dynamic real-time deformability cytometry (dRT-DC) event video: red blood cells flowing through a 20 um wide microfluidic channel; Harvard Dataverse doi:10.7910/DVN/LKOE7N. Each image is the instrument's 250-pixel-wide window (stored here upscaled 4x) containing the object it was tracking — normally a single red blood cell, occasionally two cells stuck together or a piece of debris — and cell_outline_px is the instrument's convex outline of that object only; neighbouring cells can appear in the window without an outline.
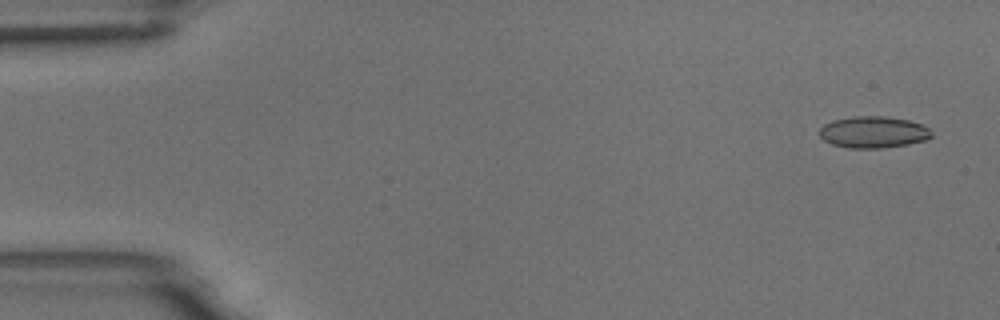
{"species": "common noctule bat (a hibernating species)", "species_latin": "Nyctalus noctula", "temperature_condition": "room temperature", "stored_images_in_passage": 4, "camera_frame_rate_fps": 3000, "um_per_image_px": 0.085, "animal": {"sex": "male", "body_mass_g": 18.8}, "frame": {"image": 1, "passage_image": 1, "time_ms": 0.0, "image_size_px": [1000, 320], "cell_outline_px": [[932, 136], [928, 140], [908, 144], [880, 148], [848, 148], [832, 144], [824, 140], [820, 136], [820, 128], [824, 124], [832, 120], [852, 116], [884, 116], [908, 120], [924, 124], [932, 132]], "centroid_in_image_um": [74.25, 11.23], "position_along_channel_um": 10.7, "area_um2": 20.81}}